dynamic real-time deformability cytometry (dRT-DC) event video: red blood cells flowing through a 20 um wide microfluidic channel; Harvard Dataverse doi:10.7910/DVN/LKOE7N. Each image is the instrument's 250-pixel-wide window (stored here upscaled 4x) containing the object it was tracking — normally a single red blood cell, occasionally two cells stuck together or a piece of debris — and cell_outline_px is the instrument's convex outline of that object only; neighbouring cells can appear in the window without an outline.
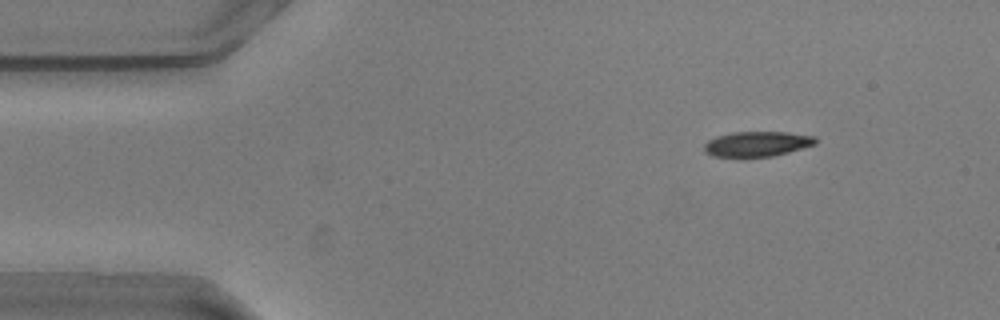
{"species": "common noctule bat (a hibernating species)", "species_latin": "Nyctalus noctula", "temperature_condition": "warm", "stored_images_in_passage": 39, "camera_frame_rate_fps": 3000, "um_per_image_px": 0.085, "animal": {"sex": "male", "body_mass_g": 20.5, "forearm_length_mm": 52.5}, "frame": {"image": 1, "passage_image": 2, "time_ms": 0.333, "image_size_px": [1000, 320], "cell_outline_px": [[816, 144], [788, 152], [772, 156], [712, 156], [704, 152], [704, 144], [708, 140], [716, 136], [732, 132], [788, 132], [816, 136]], "centroid_in_image_um": [64.35, 12.22], "position_along_channel_um": 20.7, "area_um2": 16.18}}
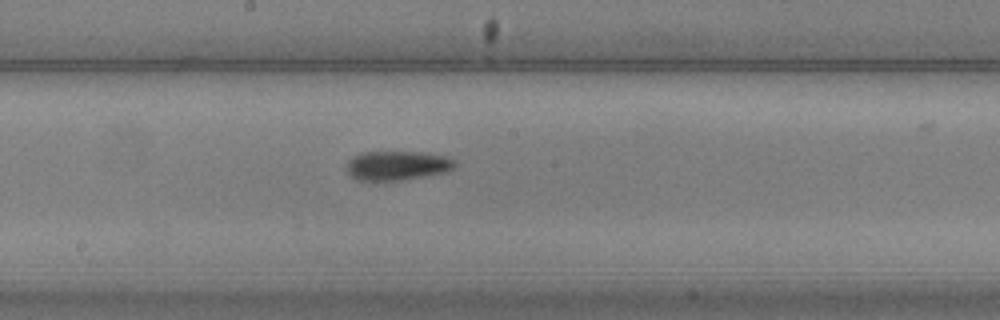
{"frame": {"image": 2, "passage_image": 24, "time_ms": 7.667, "image_size_px": [1000, 320], "cell_outline_px": [[456, 164], [448, 172], [404, 180], [356, 180], [348, 172], [348, 160], [352, 156], [364, 152], [424, 152], [448, 156], [456, 160]], "centroid_in_image_um": [33.82, 14.06], "position_along_channel_um": 214.4, "area_um2": 18.61}}
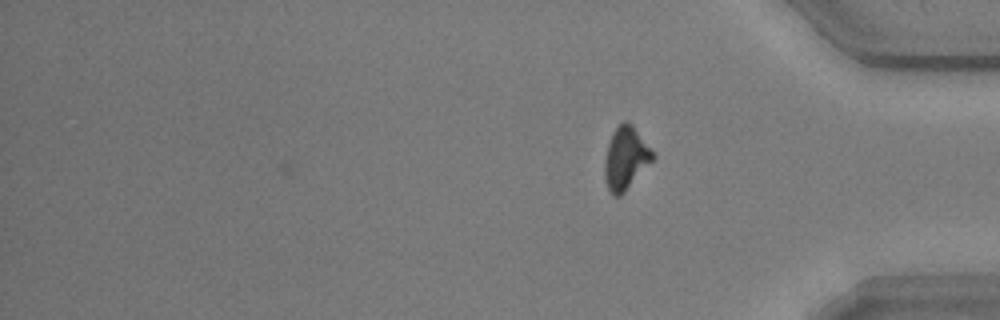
{"frame": {"image": 3, "passage_image": 39, "time_ms": 12.667, "image_size_px": [1000, 320], "cell_outline_px": [[656, 156], [624, 192], [620, 196], [612, 196], [608, 188], [604, 176], [604, 160], [608, 144], [612, 132], [624, 120], [628, 120], [632, 124], [656, 152]], "centroid_in_image_um": [53.2, 13.41], "position_along_channel_um": 382.0, "area_um2": 17.74}, "authors_computed_cell_mechanics": {"area_um2": 18.1492, "velocity_mm_per_s": 3.6159, "shape_relaxation_time_tau1_ms": 3.2598, "shape_relaxation_time_tau2_ms": null, "deformation_change_tau1": 0.1299, "deformation_change_tau2": null}}